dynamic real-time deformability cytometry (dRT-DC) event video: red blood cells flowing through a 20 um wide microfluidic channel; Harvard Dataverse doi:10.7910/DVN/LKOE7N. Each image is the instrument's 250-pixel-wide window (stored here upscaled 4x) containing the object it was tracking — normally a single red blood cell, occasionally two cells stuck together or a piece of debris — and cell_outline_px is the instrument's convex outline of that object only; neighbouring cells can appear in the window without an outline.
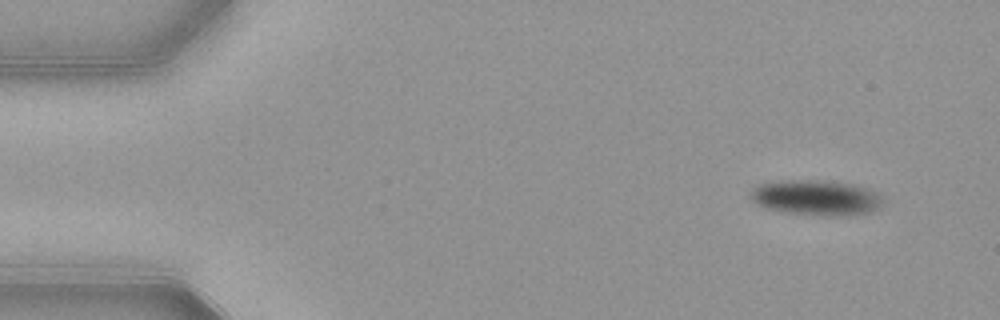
{"species": "common noctule bat (a hibernating species)", "species_latin": "Nyctalus noctula", "temperature_condition": "warm", "stored_images_in_passage": 49, "camera_frame_rate_fps": 3000, "um_per_image_px": 0.085, "animal": {"sex": "female", "body_mass_g": 21.9}, "frame": {"image": 1, "passage_image": 1, "time_ms": 0.0, "image_size_px": [1000, 320], "cell_outline_px": [[884, 200], [876, 208], [868, 212], [848, 216], [824, 216], [788, 212], [768, 208], [756, 204], [748, 196], [748, 192], [752, 188], [760, 184], [780, 180], [816, 180], [852, 184], [868, 188], [876, 192]], "centroid_in_image_um": [69.33, 16.8], "position_along_channel_um": 15.7, "area_um2": 27.22}}
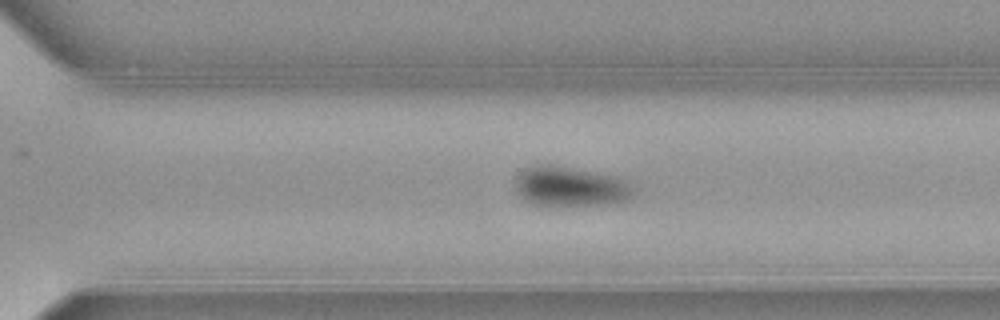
{"frame": {"image": 2, "passage_image": 33, "time_ms": 10.667, "image_size_px": [1000, 320], "cell_outline_px": [[632, 196], [628, 200], [604, 204], [560, 208], [532, 204], [524, 200], [516, 192], [516, 180], [524, 168], [532, 164], [552, 164], [616, 176], [624, 180], [632, 188]], "centroid_in_image_um": [48.41, 15.88], "position_along_channel_um": 322.2, "area_um2": 28.03}}
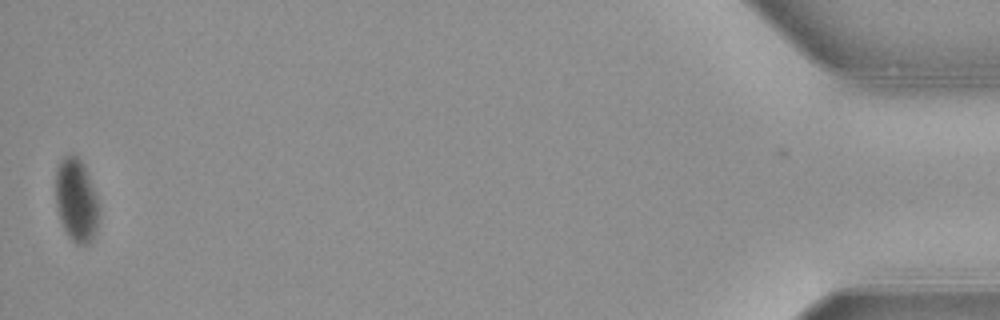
{"frame": {"image": 3, "passage_image": 49, "time_ms": 16.0, "image_size_px": [1000, 320], "cell_outline_px": [[100, 216], [96, 232], [88, 244], [76, 244], [72, 240], [64, 228], [60, 220], [56, 208], [56, 168], [60, 160], [64, 156], [72, 152], [84, 164], [96, 196], [100, 212]], "centroid_in_image_um": [6.49, 17.0], "position_along_channel_um": 428.7, "area_um2": 21.15}, "authors_computed_cell_mechanics": {"area_um2": 27.9174, "velocity_mm_per_s": 3.8747, "shape_relaxation_time_tau1_ms": 6.3015, "shape_relaxation_time_tau2_ms": null, "deformation_change_tau1": 0.1095, "deformation_change_tau2": null}}